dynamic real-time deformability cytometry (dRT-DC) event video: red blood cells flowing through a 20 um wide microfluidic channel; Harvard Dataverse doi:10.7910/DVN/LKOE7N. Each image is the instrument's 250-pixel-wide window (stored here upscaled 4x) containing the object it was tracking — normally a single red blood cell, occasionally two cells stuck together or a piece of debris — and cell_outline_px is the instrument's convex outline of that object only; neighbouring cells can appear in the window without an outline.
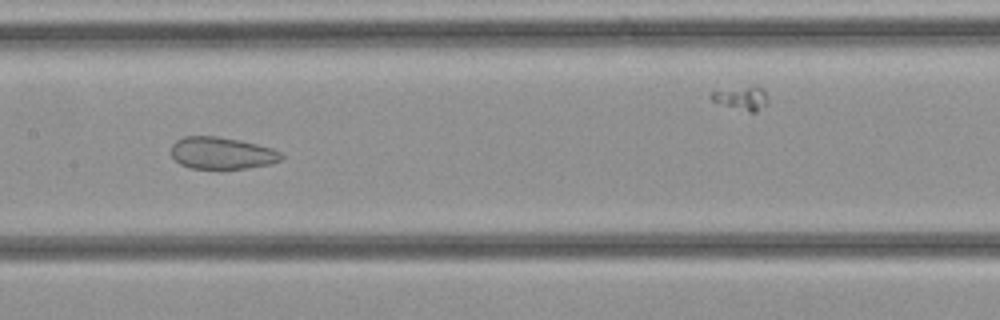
{"species": "common noctule bat (a hibernating species)", "species_latin": "Nyctalus noctula", "temperature_condition": "cold", "stored_images_in_passage": 27, "camera_frame_rate_fps": 3000, "um_per_image_px": 0.085, "animal": {"sex": "female", "body_mass_g": 21.9}, "frame": {"image": 1, "passage_image": 8, "time_ms": 2.333, "image_size_px": [1000, 320], "cell_outline_px": [[284, 156], [280, 160], [272, 164], [248, 168], [192, 168], [180, 164], [172, 156], [172, 144], [176, 140], [184, 136], [216, 136], [240, 140], [272, 148], [280, 152]], "centroid_in_image_um": [18.87, 13.01], "position_along_channel_um": 188.5, "area_um2": 20.46}}
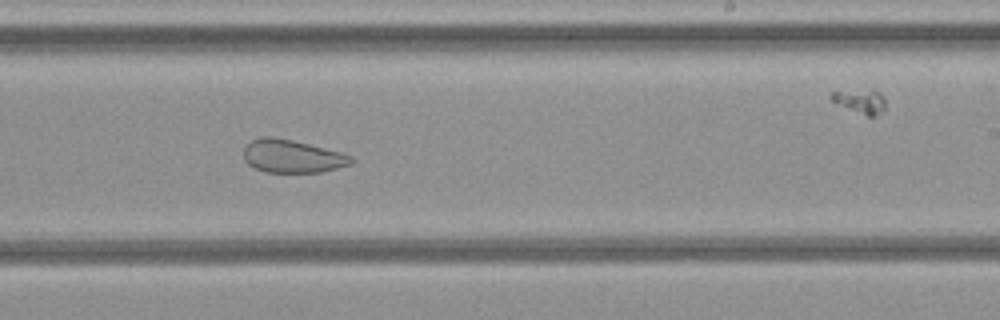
{"frame": {"image": 2, "passage_image": 12, "time_ms": 3.667, "image_size_px": [1000, 320], "cell_outline_px": [[356, 160], [352, 164], [320, 172], [264, 172], [248, 164], [244, 160], [244, 148], [252, 140], [260, 136], [272, 136], [292, 140], [340, 152], [352, 156]], "centroid_in_image_um": [24.83, 13.28], "position_along_channel_um": 264.2, "area_um2": 20.63}}